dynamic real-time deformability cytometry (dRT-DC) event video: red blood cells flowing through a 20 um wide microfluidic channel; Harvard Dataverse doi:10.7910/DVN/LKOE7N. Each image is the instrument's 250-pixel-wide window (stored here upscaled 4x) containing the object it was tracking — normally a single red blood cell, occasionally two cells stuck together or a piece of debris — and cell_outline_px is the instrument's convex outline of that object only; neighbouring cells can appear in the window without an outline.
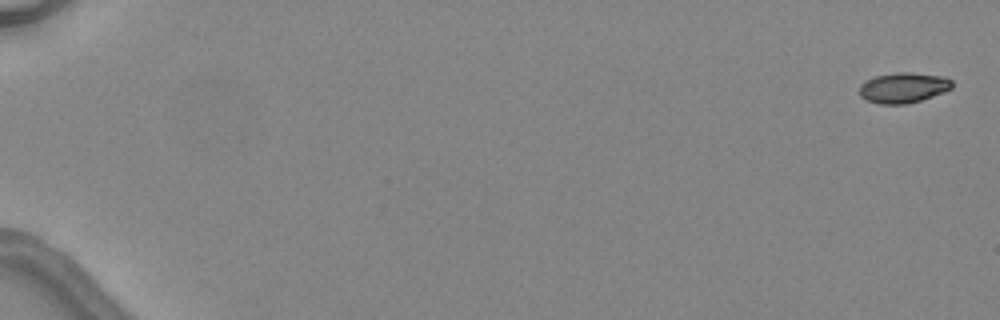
{"species": "common noctule bat (a hibernating species)", "species_latin": "Nyctalus noctula", "temperature_condition": "warm", "stored_images_in_passage": 5, "camera_frame_rate_fps": 3000, "um_per_image_px": 0.085, "animal": {"sex": "female", "body_mass_g": 24.6, "forearm_length_mm": 56.2}, "frame": {"image": 1, "passage_image": 1, "time_ms": 0.0, "image_size_px": [1000, 320], "cell_outline_px": [[952, 88], [944, 92], [920, 100], [904, 104], [880, 104], [868, 100], [860, 96], [860, 84], [876, 76], [896, 72], [908, 72], [944, 76], [952, 80]], "centroid_in_image_um": [76.8, 7.44], "position_along_channel_um": 8.2, "area_um2": 16.24}}